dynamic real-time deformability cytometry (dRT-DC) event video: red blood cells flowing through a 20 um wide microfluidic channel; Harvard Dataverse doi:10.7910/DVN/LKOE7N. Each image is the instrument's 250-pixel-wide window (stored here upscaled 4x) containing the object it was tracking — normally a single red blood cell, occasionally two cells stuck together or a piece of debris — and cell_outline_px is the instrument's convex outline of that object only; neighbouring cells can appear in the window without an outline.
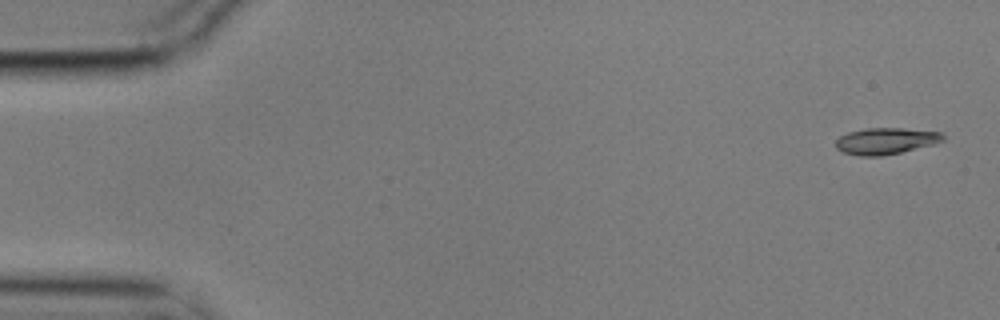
{"species": "common noctule bat (a hibernating species)", "species_latin": "Nyctalus noctula", "temperature_condition": "cold", "stored_images_in_passage": 5, "camera_frame_rate_fps": 3000, "um_per_image_px": 0.085, "animal": {"sex": "male", "body_mass_g": 17.9}, "frame": {"image": 1, "passage_image": 1, "time_ms": 0.0, "image_size_px": [1000, 320], "cell_outline_px": [[944, 140], [932, 144], [900, 152], [880, 156], [860, 156], [844, 152], [836, 148], [836, 140], [840, 136], [848, 132], [868, 128], [904, 128], [940, 132], [944, 136]], "centroid_in_image_um": [75.27, 11.98], "position_along_channel_um": 9.7, "area_um2": 16.3}}
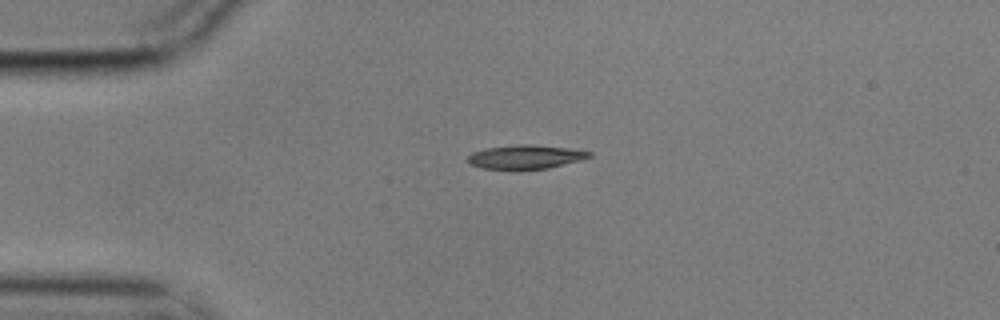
{"frame": {"image": 2, "passage_image": 4, "time_ms": 1.0, "image_size_px": [1000, 320], "cell_outline_px": [[592, 156], [584, 160], [548, 168], [484, 168], [472, 164], [468, 160], [468, 156], [472, 152], [488, 148], [516, 144], [528, 144], [568, 148], [592, 152]], "centroid_in_image_um": [44.74, 13.32], "position_along_channel_um": 40.3, "area_um2": 16.53}}
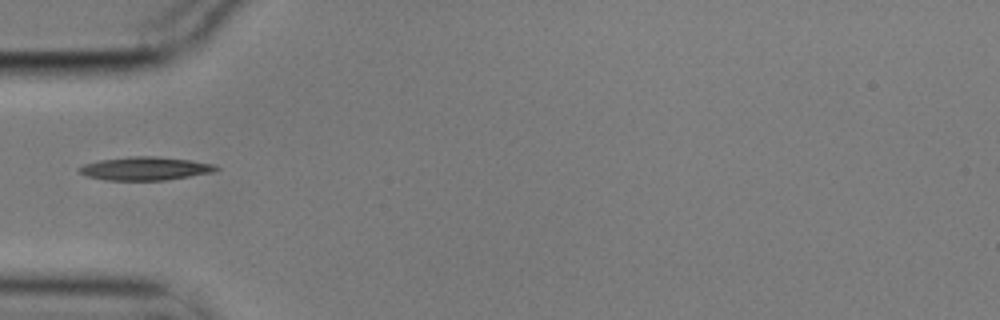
{"frame": {"image": 3, "passage_image": 5, "time_ms": 1.333, "image_size_px": [1000, 320], "cell_outline_px": [[220, 168], [212, 172], [164, 180], [104, 180], [88, 176], [80, 172], [76, 168], [84, 164], [100, 160], [128, 156], [156, 156], [192, 160], [216, 164]], "centroid_in_image_um": [12.34, 14.31], "position_along_channel_um": 72.7, "area_um2": 18.61}}